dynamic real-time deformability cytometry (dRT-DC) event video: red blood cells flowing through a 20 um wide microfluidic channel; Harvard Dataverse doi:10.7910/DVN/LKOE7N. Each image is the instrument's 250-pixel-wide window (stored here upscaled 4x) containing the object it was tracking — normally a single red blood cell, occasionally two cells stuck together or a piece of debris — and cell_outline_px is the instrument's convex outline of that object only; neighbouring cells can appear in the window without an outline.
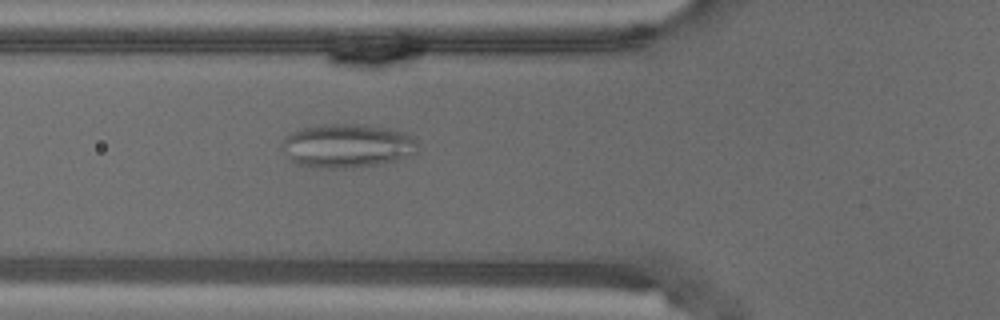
{"species": "common noctule bat (a hibernating species)", "species_latin": "Nyctalus noctula", "temperature_condition": "warm", "stored_images_in_passage": 5, "camera_frame_rate_fps": 3000, "um_per_image_px": 0.085, "animal": {"sex": "male", "body_mass_g": 18.8}, "frame": {"image": 1, "passage_image": 5, "time_ms": 1.333, "image_size_px": [1000, 320], "cell_outline_px": [[416, 156], [380, 164], [352, 168], [324, 168], [296, 164], [280, 148], [280, 144], [292, 132], [300, 128], [324, 124], [360, 124], [388, 128], [408, 132], [416, 140]], "centroid_in_image_um": [29.56, 12.39], "position_along_channel_um": 96.2, "area_um2": 35.08}}